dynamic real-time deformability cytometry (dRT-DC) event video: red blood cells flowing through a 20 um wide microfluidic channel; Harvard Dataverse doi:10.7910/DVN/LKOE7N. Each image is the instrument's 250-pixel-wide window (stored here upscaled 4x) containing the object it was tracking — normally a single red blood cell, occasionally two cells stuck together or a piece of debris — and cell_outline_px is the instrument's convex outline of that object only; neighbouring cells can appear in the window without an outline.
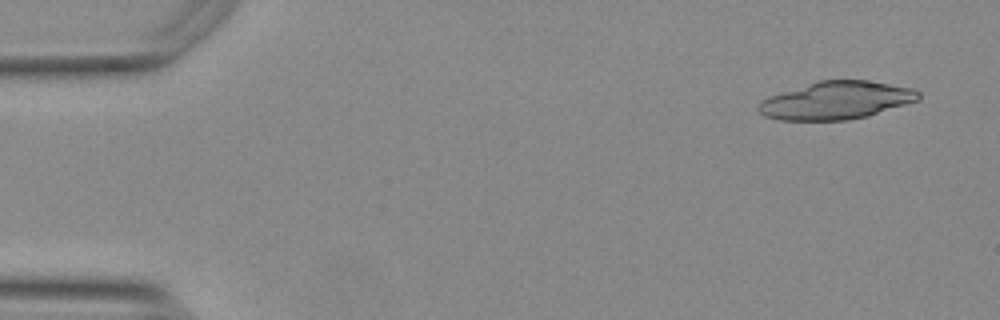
{"species": "Egyptian fruit bat (a non-hibernating species)", "species_latin": "Rousettus aegyptiacus", "temperature_condition": "warm", "stored_images_in_passage": 13, "camera_frame_rate_fps": 3000, "um_per_image_px": 0.085, "animal": {"sex": "female"}, "frame": {"image": 1, "passage_image": 1, "time_ms": 0.0, "image_size_px": [1000, 320], "cell_outline_px": [[920, 100], [868, 116], [848, 120], [780, 120], [764, 116], [756, 108], [756, 104], [760, 100], [768, 96], [816, 80], [868, 80], [912, 88], [920, 92]], "centroid_in_image_um": [71.05, 8.53], "position_along_channel_um": 14.0, "area_um2": 35.6}}